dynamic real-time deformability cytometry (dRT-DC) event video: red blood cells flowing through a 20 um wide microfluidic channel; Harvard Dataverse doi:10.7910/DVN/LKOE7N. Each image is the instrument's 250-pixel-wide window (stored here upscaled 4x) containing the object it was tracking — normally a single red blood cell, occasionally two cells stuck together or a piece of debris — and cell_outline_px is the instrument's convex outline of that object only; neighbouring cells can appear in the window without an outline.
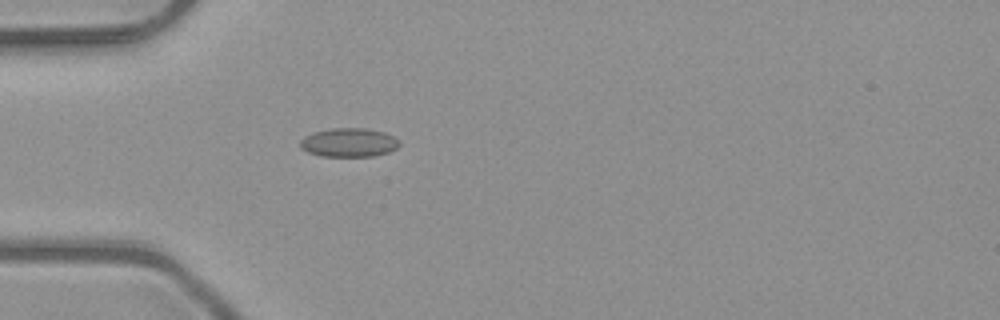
{"species": "common noctule bat (a hibernating species)", "species_latin": "Nyctalus noctula", "temperature_condition": "room temperature", "stored_images_in_passage": 2, "camera_frame_rate_fps": 3000, "um_per_image_px": 0.085, "animal": {"sex": "male", "body_mass_g": 23.1, "forearm_length_mm": 52.7}, "frame": {"image": 1, "passage_image": 2, "time_ms": 0.333, "image_size_px": [1000, 320], "cell_outline_px": [[400, 144], [396, 148], [388, 152], [372, 156], [320, 156], [308, 152], [300, 148], [300, 140], [304, 136], [312, 132], [332, 128], [368, 128], [384, 132], [400, 140]], "centroid_in_image_um": [29.64, 12.1], "position_along_channel_um": 55.4, "area_um2": 16.76}}